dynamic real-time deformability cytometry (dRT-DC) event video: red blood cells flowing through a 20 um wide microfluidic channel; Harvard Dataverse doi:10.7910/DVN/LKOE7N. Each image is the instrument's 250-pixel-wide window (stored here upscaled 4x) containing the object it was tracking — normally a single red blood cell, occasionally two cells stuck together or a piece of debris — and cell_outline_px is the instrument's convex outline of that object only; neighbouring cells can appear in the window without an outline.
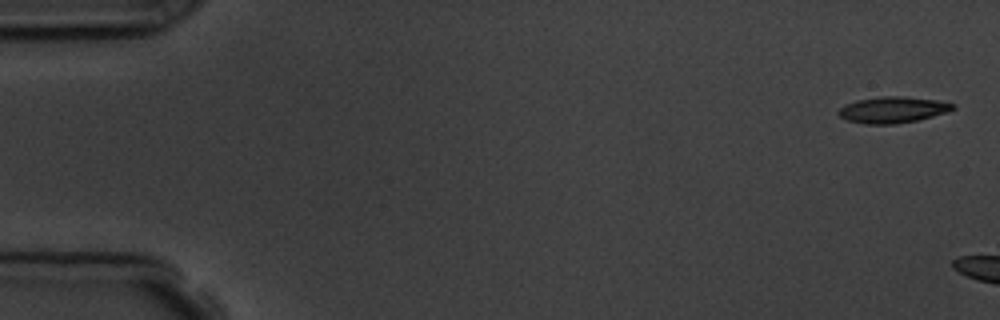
{"species": "common noctule bat (a hibernating species)", "species_latin": "Nyctalus noctula", "temperature_condition": "room temperature", "stored_images_in_passage": 3, "camera_frame_rate_fps": 3000, "um_per_image_px": 0.085, "animal": {"sex": "male", "body_mass_g": 19.5, "forearm_length_mm": 54.6}, "frame": {"image": 1, "passage_image": 1, "time_ms": 0.0, "image_size_px": [1000, 320], "cell_outline_px": [[956, 108], [948, 112], [916, 120], [896, 124], [864, 124], [848, 120], [840, 116], [836, 112], [844, 104], [856, 100], [880, 96], [900, 96], [936, 100], [956, 104]], "centroid_in_image_um": [75.87, 9.33], "position_along_channel_um": 9.1, "area_um2": 17.51}}